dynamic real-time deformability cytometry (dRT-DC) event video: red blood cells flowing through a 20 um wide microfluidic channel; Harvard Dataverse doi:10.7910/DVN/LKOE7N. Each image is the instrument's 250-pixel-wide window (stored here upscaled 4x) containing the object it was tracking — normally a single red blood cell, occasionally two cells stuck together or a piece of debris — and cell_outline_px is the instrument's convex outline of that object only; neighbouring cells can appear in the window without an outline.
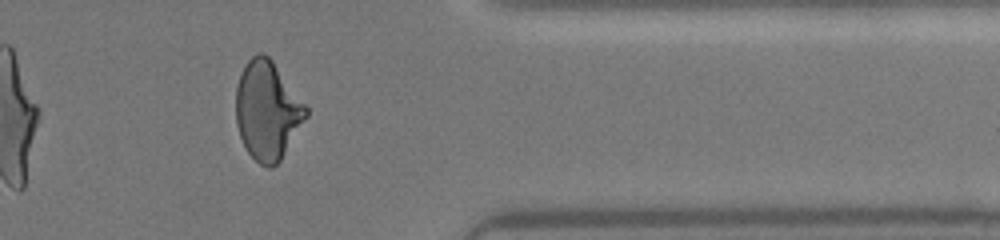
{"species": "human", "species_latin": "Homo sapiens", "temperature_condition": "warm", "stored_images_in_passage": 32, "camera_frame_rate_fps": 3000, "um_per_image_px": 0.085, "donor": {"sex": "female"}, "frame": {"image": 1, "passage_image": 28, "time_ms": 9.0, "image_size_px": [1000, 240], "cell_outline_px": [[308, 116], [280, 160], [272, 168], [268, 168], [260, 164], [248, 152], [240, 136], [236, 124], [236, 88], [240, 76], [248, 60], [256, 52], [264, 52], [272, 60], [308, 108]], "centroid_in_image_um": [22.72, 9.39], "position_along_channel_um": 388.7, "area_um2": 40.0}}